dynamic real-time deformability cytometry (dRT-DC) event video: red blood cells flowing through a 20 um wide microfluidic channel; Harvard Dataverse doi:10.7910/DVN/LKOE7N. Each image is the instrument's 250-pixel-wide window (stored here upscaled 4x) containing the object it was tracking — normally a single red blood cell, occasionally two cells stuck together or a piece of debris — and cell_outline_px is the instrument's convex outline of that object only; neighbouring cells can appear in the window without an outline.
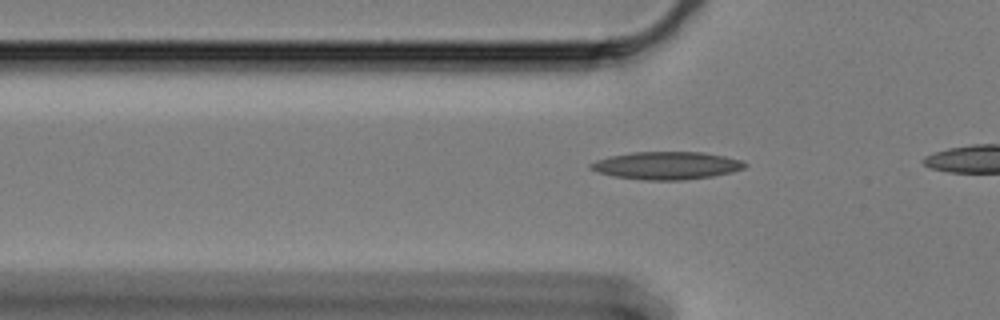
{"species": "Egyptian fruit bat (a non-hibernating species)", "species_latin": "Rousettus aegyptiacus", "temperature_condition": "cold", "stored_images_in_passage": 14, "camera_frame_rate_fps": 3000, "um_per_image_px": 0.085, "animal": {"sex": "female"}, "frame": {"image": 1, "passage_image": 7, "time_ms": 2.0, "image_size_px": [1000, 320], "cell_outline_px": [[748, 164], [744, 168], [732, 172], [712, 176], [684, 180], [644, 180], [612, 176], [588, 168], [588, 164], [596, 160], [608, 156], [632, 152], [704, 152], [724, 156], [740, 160]], "centroid_in_image_um": [56.63, 14.07], "position_along_channel_um": 69.2, "area_um2": 24.97}}
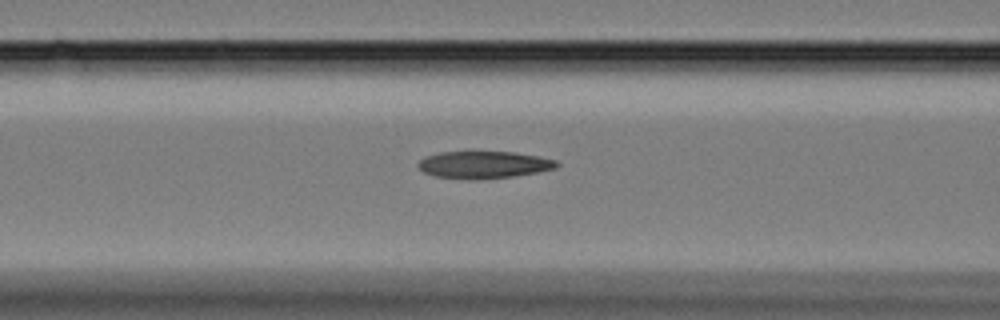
{"frame": {"image": 2, "passage_image": 12, "time_ms": 3.667, "image_size_px": [1000, 320], "cell_outline_px": [[560, 164], [556, 168], [536, 172], [512, 176], [436, 176], [424, 172], [416, 164], [424, 156], [440, 152], [468, 148], [476, 148], [516, 152], [556, 160]], "centroid_in_image_um": [41.11, 13.88], "position_along_channel_um": 125.5, "area_um2": 21.91}}